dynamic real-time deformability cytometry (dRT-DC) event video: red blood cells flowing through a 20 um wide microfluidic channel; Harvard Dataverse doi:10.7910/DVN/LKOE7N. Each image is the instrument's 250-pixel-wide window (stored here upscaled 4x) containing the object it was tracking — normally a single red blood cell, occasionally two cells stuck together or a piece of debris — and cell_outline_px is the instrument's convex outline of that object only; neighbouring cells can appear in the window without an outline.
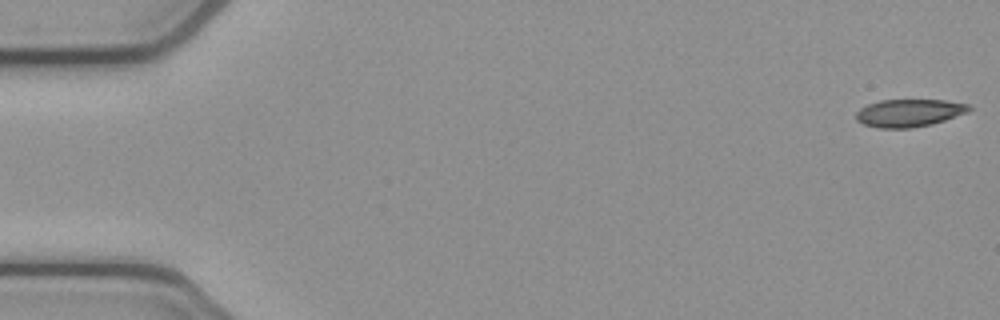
{"species": "common noctule bat (a hibernating species)", "species_latin": "Nyctalus noctula", "temperature_condition": "cold", "stored_images_in_passage": 53, "camera_frame_rate_fps": 3000, "um_per_image_px": 0.085, "animal": {"sex": "female", "body_mass_g": 21.9}, "frame": {"image": 1, "passage_image": 1, "time_ms": 0.0, "image_size_px": [1000, 320], "cell_outline_px": [[972, 108], [968, 112], [932, 124], [912, 128], [876, 128], [864, 124], [856, 120], [856, 112], [860, 108], [868, 104], [880, 100], [944, 100], [968, 104]], "centroid_in_image_um": [77.25, 9.6], "position_along_channel_um": 7.7, "area_um2": 18.21}}
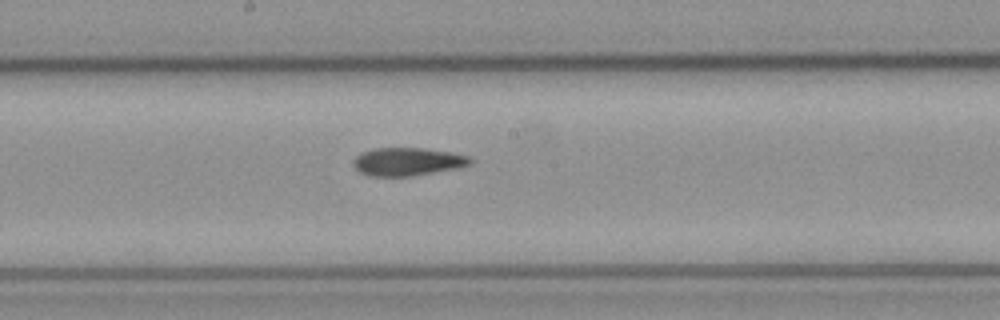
{"frame": {"image": 2, "passage_image": 28, "time_ms": 9.0, "image_size_px": [1000, 320], "cell_outline_px": [[472, 164], [460, 168], [412, 176], [368, 176], [360, 172], [352, 164], [352, 160], [360, 152], [372, 148], [424, 148], [452, 152], [468, 156], [472, 160]], "centroid_in_image_um": [34.63, 13.74], "position_along_channel_um": 213.6, "area_um2": 19.42}}
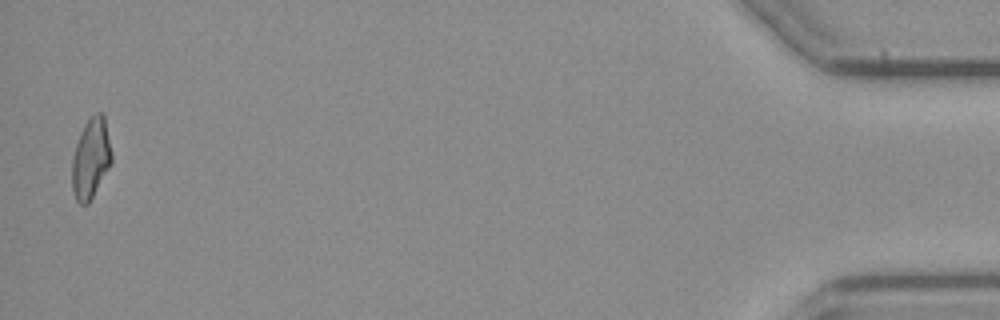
{"frame": {"image": 3, "passage_image": 52, "time_ms": 17.0, "image_size_px": [1000, 320], "cell_outline_px": [[112, 164], [88, 204], [80, 204], [76, 200], [72, 192], [72, 156], [80, 132], [84, 124], [96, 112], [100, 112], [104, 116], [112, 152]], "centroid_in_image_um": [7.72, 13.48], "position_along_channel_um": 427.5, "area_um2": 18.67}, "authors_computed_cell_mechanics": {"area_um2": 19.1318, "velocity_mm_per_s": 3.8737, "shape_relaxation_time_tau1_ms": 5.6173, "shape_relaxation_time_tau2_ms": 4.5458, "deformation_change_tau1": 0.1519, "deformation_change_tau2": 0.1259}}